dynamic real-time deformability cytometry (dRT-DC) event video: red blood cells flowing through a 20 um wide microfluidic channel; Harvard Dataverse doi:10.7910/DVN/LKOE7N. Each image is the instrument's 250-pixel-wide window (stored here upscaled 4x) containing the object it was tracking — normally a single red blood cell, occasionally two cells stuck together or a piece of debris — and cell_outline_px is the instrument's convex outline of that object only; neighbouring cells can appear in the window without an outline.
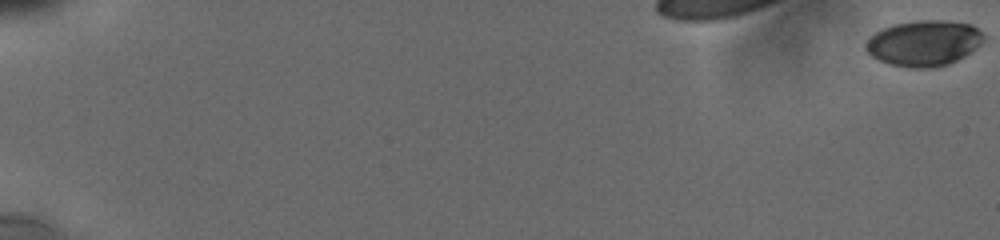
{"species": "human", "species_latin": "Homo sapiens", "temperature_condition": "cold", "stored_images_in_passage": 25, "camera_frame_rate_fps": 3000, "um_per_image_px": 0.085, "donor": {"sex": "male"}, "frame": {"image": 1, "passage_image": 1, "time_ms": 0.0, "image_size_px": [1000, 240], "cell_outline_px": [[984, 40], [976, 48], [964, 56], [948, 64], [932, 68], [908, 68], [888, 64], [872, 56], [864, 48], [864, 44], [876, 32], [892, 24], [920, 20], [944, 20], [972, 24], [984, 36]], "centroid_in_image_um": [78.52, 3.67], "position_along_channel_um": 6.5, "area_um2": 31.39}}
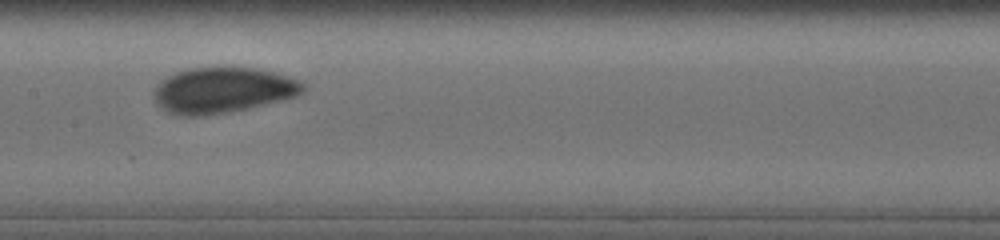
{"frame": {"image": 2, "passage_image": 16, "time_ms": 7.667, "image_size_px": [1000, 240], "cell_outline_px": [[304, 88], [296, 96], [248, 108], [200, 116], [176, 116], [160, 108], [156, 104], [156, 84], [160, 80], [176, 72], [188, 68], [256, 68], [288, 76], [300, 80], [304, 84]], "centroid_in_image_um": [18.9, 7.67], "position_along_channel_um": 188.5, "area_um2": 39.25}}
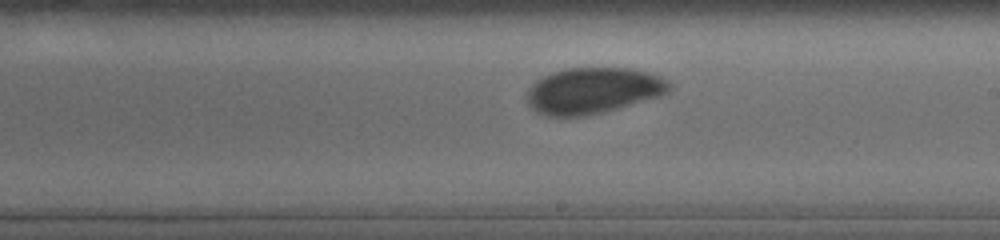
{"frame": {"image": 3, "passage_image": 20, "time_ms": 9.0, "image_size_px": [1000, 240], "cell_outline_px": [[672, 88], [668, 92], [660, 96], [604, 112], [584, 116], [548, 116], [536, 112], [528, 104], [528, 88], [536, 80], [552, 72], [568, 68], [632, 68], [648, 72], [660, 76], [668, 80], [672, 84]], "centroid_in_image_um": [50.44, 7.7], "position_along_channel_um": 238.6, "area_um2": 38.32}}